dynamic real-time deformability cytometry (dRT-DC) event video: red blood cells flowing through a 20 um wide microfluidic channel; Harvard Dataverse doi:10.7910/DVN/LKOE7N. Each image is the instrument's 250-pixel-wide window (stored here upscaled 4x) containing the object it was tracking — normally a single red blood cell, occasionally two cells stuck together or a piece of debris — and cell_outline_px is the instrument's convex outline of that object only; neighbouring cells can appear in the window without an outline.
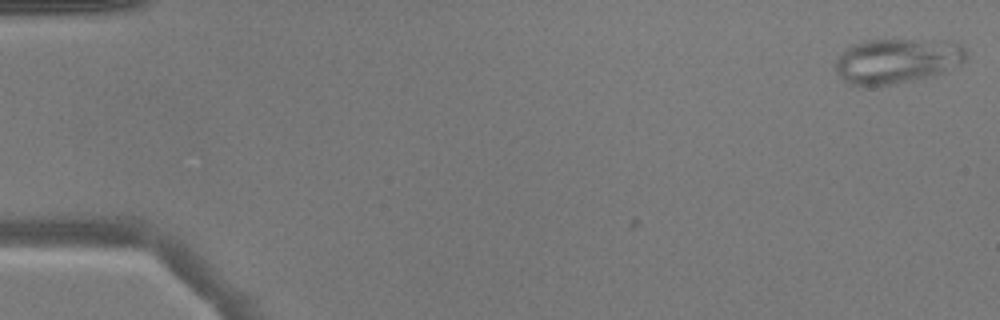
{"species": "common noctule bat (a hibernating species)", "species_latin": "Nyctalus noctula", "temperature_condition": "warm", "stored_images_in_passage": 4, "camera_frame_rate_fps": 3000, "um_per_image_px": 0.085, "animal": {"sex": "male", "body_mass_g": 17.9}, "frame": {"image": 1, "passage_image": 1, "time_ms": 0.0, "image_size_px": [1000, 320], "cell_outline_px": [[968, 56], [960, 64], [944, 72], [912, 80], [872, 88], [848, 84], [836, 72], [836, 56], [852, 44], [864, 40], [936, 40], [960, 44], [964, 48]], "centroid_in_image_um": [76.19, 5.19], "position_along_channel_um": 8.8, "area_um2": 34.51}}